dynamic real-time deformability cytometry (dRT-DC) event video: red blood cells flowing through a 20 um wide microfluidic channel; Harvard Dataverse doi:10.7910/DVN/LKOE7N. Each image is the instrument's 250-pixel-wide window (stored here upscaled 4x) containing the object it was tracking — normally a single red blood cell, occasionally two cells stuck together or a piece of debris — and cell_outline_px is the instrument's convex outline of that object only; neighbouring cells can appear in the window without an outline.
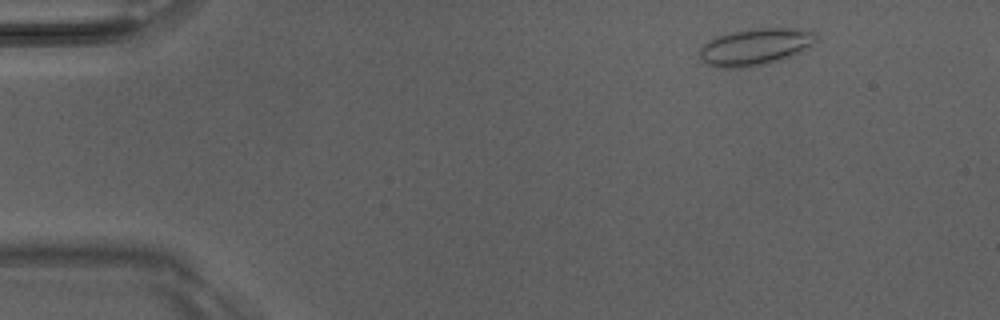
{"species": "Egyptian fruit bat (a non-hibernating species)", "species_latin": "Rousettus aegyptiacus", "temperature_condition": "room temperature", "stored_images_in_passage": 6, "camera_frame_rate_fps": 3000, "um_per_image_px": 0.085, "animal": {"sex": "male"}, "frame": {"image": 1, "passage_image": 1, "time_ms": 0.0, "image_size_px": [1000, 320], "cell_outline_px": [[816, 40], [812, 44], [800, 52], [792, 56], [780, 60], [764, 64], [740, 68], [720, 68], [708, 64], [700, 56], [700, 48], [704, 44], [716, 36], [732, 32], [752, 28], [796, 28], [816, 32]], "centroid_in_image_um": [64.21, 3.97], "position_along_channel_um": 20.8, "area_um2": 24.85}}